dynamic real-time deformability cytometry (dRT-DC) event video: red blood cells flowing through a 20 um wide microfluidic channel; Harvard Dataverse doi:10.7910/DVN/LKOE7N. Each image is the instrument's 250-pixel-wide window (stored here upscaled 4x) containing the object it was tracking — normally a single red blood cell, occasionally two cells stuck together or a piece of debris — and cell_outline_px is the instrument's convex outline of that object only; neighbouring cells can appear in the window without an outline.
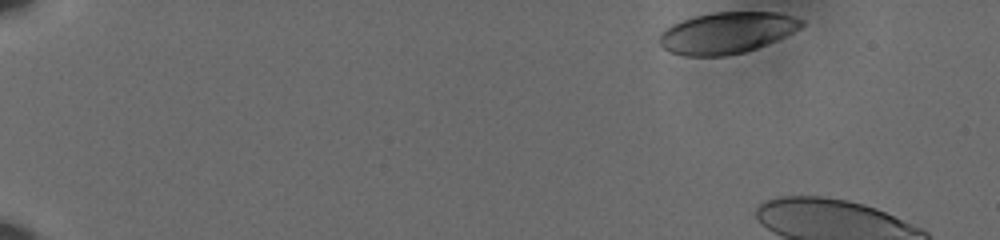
{"species": "human", "species_latin": "Homo sapiens", "temperature_condition": "cold", "stored_images_in_passage": 9, "camera_frame_rate_fps": 3000, "um_per_image_px": 0.085, "donor": {"sex": "male"}, "frame": {"image": 1, "passage_image": 1, "time_ms": 0.0, "image_size_px": [1000, 240], "cell_outline_px": [[804, 24], [800, 28], [776, 40], [756, 48], [744, 52], [724, 56], [684, 56], [668, 52], [660, 44], [660, 32], [664, 28], [672, 24], [692, 16], [712, 12], [780, 12], [804, 20]], "centroid_in_image_um": [61.75, 2.78], "position_along_channel_um": 23.3, "area_um2": 34.39}}